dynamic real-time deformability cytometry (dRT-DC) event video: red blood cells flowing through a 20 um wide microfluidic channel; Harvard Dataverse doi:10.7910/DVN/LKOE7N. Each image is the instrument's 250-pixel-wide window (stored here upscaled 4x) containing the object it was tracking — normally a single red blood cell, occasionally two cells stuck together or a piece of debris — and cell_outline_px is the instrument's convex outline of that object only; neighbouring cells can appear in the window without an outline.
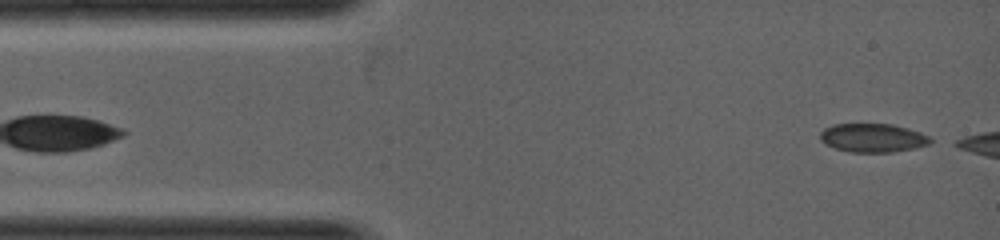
{"species": "common noctule bat (a hibernating species)", "species_latin": "Nyctalus noctula", "temperature_condition": "warm", "stored_images_in_passage": 10, "segment_of_instrument_passage": [2, 2], "camera_frame_rate_fps": 5000, "um_per_image_px": 0.085, "animal": {"sex": "female", "body_mass_g": 19.0, "forearm_length_mm": 53.3}, "frame": {"image": 1, "passage_image": 10, "time_ms": 1.8, "image_size_px": [1000, 240], "cell_outline_px": [[932, 140], [928, 144], [916, 148], [892, 152], [848, 152], [824, 144], [820, 140], [820, 132], [824, 128], [832, 124], [892, 124], [908, 128], [920, 132], [928, 136]], "centroid_in_image_um": [74.16, 11.72], "position_along_channel_um": 10.8, "area_um2": 18.5}}